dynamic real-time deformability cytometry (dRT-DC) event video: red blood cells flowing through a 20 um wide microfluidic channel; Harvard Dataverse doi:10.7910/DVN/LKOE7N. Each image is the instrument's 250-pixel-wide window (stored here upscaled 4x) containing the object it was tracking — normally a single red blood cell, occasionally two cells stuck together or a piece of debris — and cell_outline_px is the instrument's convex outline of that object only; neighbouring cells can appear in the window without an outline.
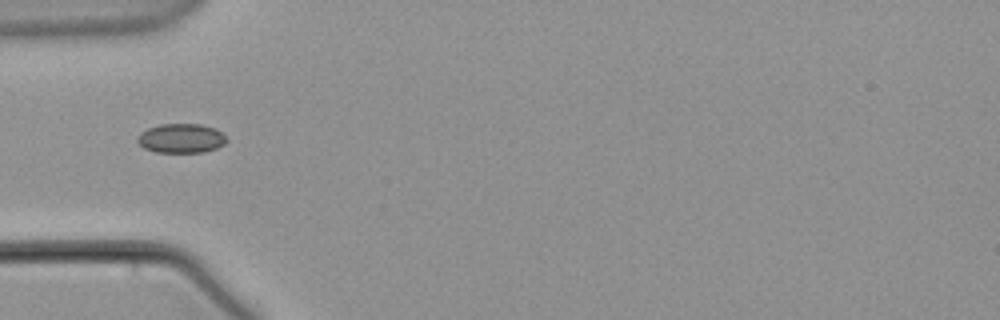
{"species": "common noctule bat (a hibernating species)", "species_latin": "Nyctalus noctula", "temperature_condition": "warm", "stored_images_in_passage": 14, "camera_frame_rate_fps": 3000, "um_per_image_px": 0.085, "animal": {"sex": "male", "body_mass_g": 21.5, "forearm_length_mm": 52.0}, "frame": {"image": 1, "passage_image": 1, "time_ms": 0.0, "image_size_px": [1000, 320], "cell_outline_px": [[228, 140], [224, 144], [216, 148], [204, 152], [156, 152], [144, 148], [136, 140], [136, 136], [140, 132], [148, 128], [160, 124], [200, 124], [216, 128]], "centroid_in_image_um": [15.38, 11.75], "position_along_channel_um": 69.6, "area_um2": 15.26}}
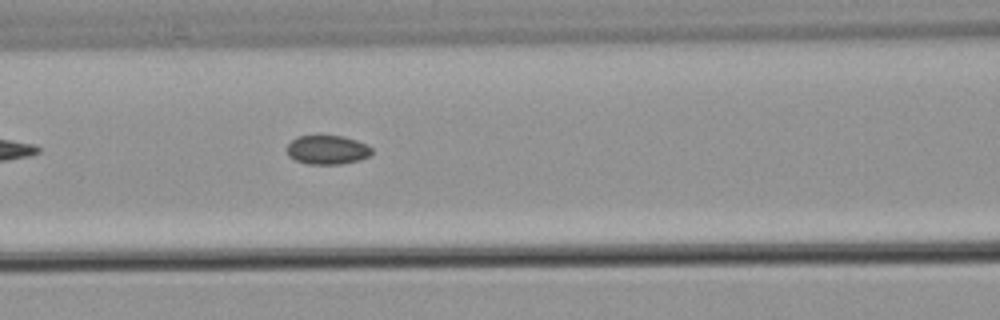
{"frame": {"image": 2, "passage_image": 7, "time_ms": 2.0, "image_size_px": [1000, 320], "cell_outline_px": [[372, 152], [368, 156], [360, 160], [340, 164], [308, 164], [296, 160], [288, 156], [284, 148], [296, 136], [340, 136], [356, 140], [372, 148]], "centroid_in_image_um": [27.77, 12.74], "position_along_channel_um": 138.8, "area_um2": 14.33}}